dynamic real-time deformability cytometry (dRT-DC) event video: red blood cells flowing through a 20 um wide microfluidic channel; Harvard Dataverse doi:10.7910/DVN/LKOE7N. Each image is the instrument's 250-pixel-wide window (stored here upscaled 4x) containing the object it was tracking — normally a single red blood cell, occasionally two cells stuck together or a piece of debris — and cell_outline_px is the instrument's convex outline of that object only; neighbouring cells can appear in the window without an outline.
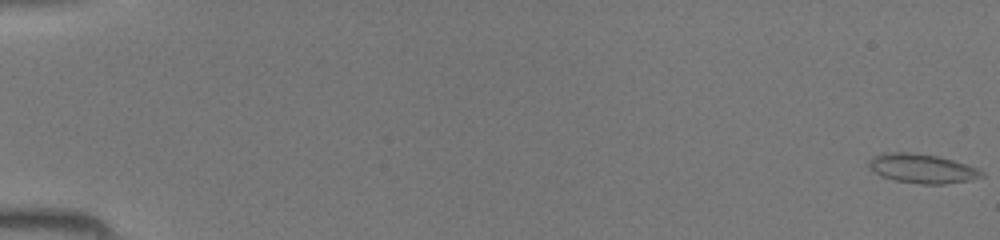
{"species": "common noctule bat (a hibernating species)", "species_latin": "Nyctalus noctula", "temperature_condition": "room temperature", "stored_images_in_passage": 45, "camera_frame_rate_fps": 3000, "um_per_image_px": 0.085, "animal": {"sex": "female", "body_mass_g": 19.5, "forearm_length_mm": 54.1}, "frame": {"image": 1, "passage_image": 1, "time_ms": 0.0, "image_size_px": [1000, 240], "cell_outline_px": [[984, 176], [968, 180], [944, 184], [920, 184], [896, 180], [880, 176], [868, 168], [868, 160], [872, 156], [880, 152], [908, 152], [936, 156], [952, 160], [980, 168], [984, 172]], "centroid_in_image_um": [78.33, 14.31], "position_along_channel_um": 6.7, "area_um2": 19.36}}
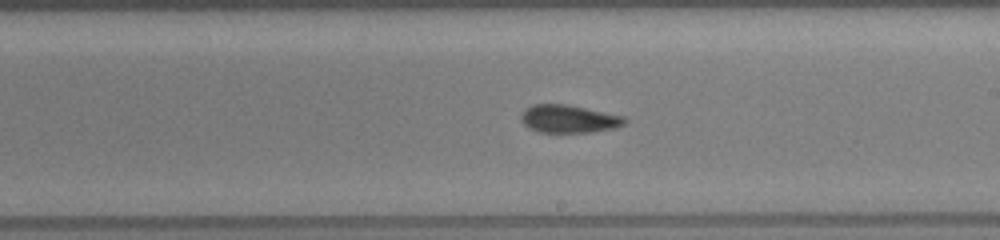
{"frame": {"image": 2, "passage_image": 28, "time_ms": 9.0, "image_size_px": [1000, 240], "cell_outline_px": [[628, 124], [616, 128], [588, 132], [540, 132], [528, 128], [520, 120], [520, 116], [524, 108], [532, 104], [568, 104], [624, 116], [628, 120]], "centroid_in_image_um": [48.36, 10.1], "position_along_channel_um": 240.6, "area_um2": 17.11}}
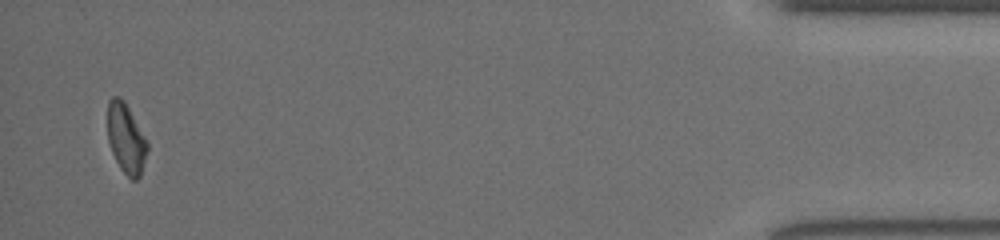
{"frame": {"image": 3, "passage_image": 45, "time_ms": 14.667, "image_size_px": [1000, 240], "cell_outline_px": [[148, 148], [140, 176], [136, 180], [132, 180], [120, 168], [112, 152], [108, 140], [108, 100], [112, 96], [120, 96], [124, 100], [148, 140]], "centroid_in_image_um": [10.72, 11.74], "position_along_channel_um": 424.5, "area_um2": 16.24}}